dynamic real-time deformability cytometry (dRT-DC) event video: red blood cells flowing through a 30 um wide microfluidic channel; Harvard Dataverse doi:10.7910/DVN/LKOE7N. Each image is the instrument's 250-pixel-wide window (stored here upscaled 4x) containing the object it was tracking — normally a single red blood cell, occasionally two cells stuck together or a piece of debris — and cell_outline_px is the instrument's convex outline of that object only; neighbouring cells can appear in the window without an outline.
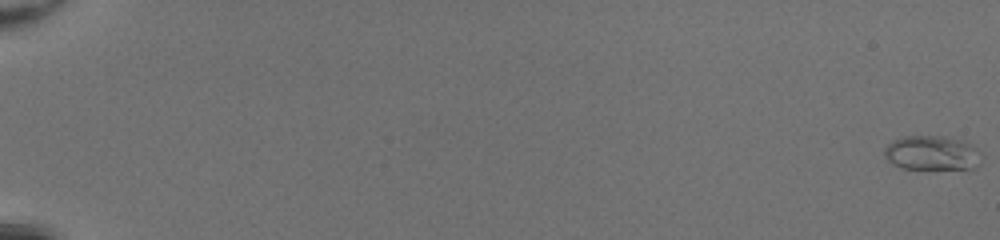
{"species": "common noctule bat (a hibernating species)", "species_latin": "Nyctalus noctula", "temperature_condition": "room temperature", "stored_images_in_passage": 52, "camera_frame_rate_fps": 3000, "um_per_image_px": 0.085, "animal": {"sex": "female", "body_mass_g": 20.0, "forearm_length_mm": 54.0}, "frame": {"image": 1, "passage_image": 1, "time_ms": 0.0, "image_size_px": [1000, 240], "cell_outline_px": [[984, 156], [976, 168], [900, 168], [892, 164], [884, 156], [884, 148], [892, 140], [904, 136], [944, 136], [960, 140], [972, 144]], "centroid_in_image_um": [79.22, 12.99], "position_along_channel_um": 5.8, "area_um2": 19.59}}
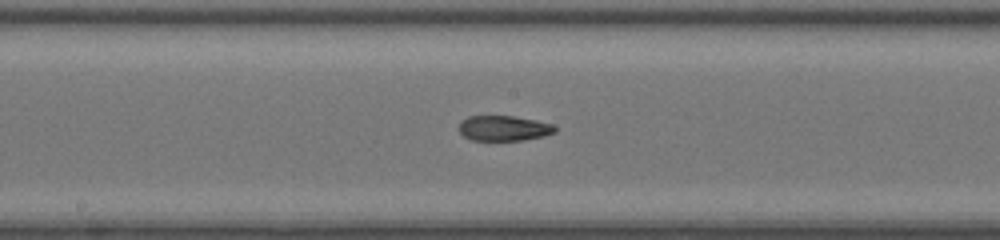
{"frame": {"image": 2, "passage_image": 31, "time_ms": 10.0, "image_size_px": [1000, 240], "cell_outline_px": [[556, 132], [544, 136], [524, 140], [472, 140], [464, 136], [460, 132], [460, 120], [468, 116], [512, 116], [536, 120], [552, 124], [556, 128]], "centroid_in_image_um": [42.83, 10.9], "position_along_channel_um": 205.4, "area_um2": 14.1}}
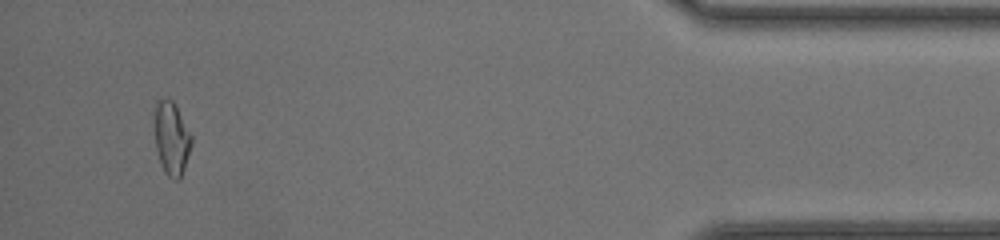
{"frame": {"image": 3, "passage_image": 50, "time_ms": 16.333, "image_size_px": [1000, 240], "cell_outline_px": [[192, 144], [180, 180], [172, 180], [164, 172], [160, 164], [156, 148], [156, 100], [172, 100], [176, 104], [192, 136]], "centroid_in_image_um": [14.61, 11.81], "position_along_channel_um": 420.6, "area_um2": 15.61}, "authors_computed_cell_mechanics": {"area_um2": 15.2592, "velocity_mm_per_s": 4.3009, "shape_relaxation_time_tau1_ms": null, "shape_relaxation_time_tau2_ms": 1.6045, "deformation_change_tau1": null, "deformation_change_tau2": 0.054}}